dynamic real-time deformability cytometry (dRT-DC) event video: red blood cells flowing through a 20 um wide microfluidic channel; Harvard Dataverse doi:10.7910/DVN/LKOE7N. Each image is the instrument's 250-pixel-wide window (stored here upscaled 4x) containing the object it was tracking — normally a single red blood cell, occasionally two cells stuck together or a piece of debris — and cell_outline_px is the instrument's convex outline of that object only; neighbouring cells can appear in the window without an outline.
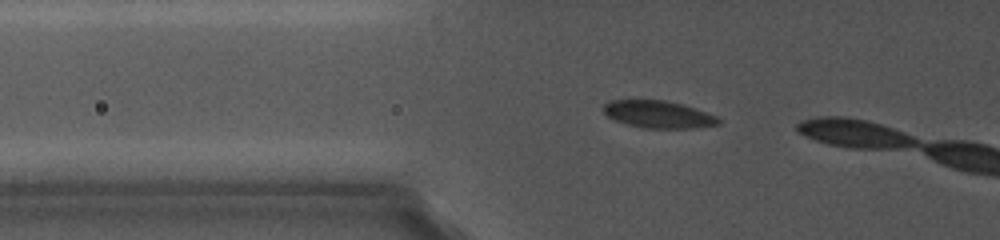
{"species": "common noctule bat (a hibernating species)", "species_latin": "Nyctalus noctula", "temperature_condition": "cold", "stored_images_in_passage": 3, "camera_frame_rate_fps": 5000, "um_per_image_px": 0.085, "animal": {"sex": "female", "body_mass_g": 19.0, "forearm_length_mm": 56.7}, "frame": {"image": 1, "passage_image": 2, "time_ms": 1.0, "image_size_px": [1000, 240], "cell_outline_px": [[720, 124], [688, 128], [644, 128], [628, 124], [616, 120], [608, 116], [604, 112], [604, 104], [612, 100], [664, 100], [680, 104], [716, 116], [720, 120]], "centroid_in_image_um": [55.93, 9.72], "position_along_channel_um": 69.9, "area_um2": 17.8}}